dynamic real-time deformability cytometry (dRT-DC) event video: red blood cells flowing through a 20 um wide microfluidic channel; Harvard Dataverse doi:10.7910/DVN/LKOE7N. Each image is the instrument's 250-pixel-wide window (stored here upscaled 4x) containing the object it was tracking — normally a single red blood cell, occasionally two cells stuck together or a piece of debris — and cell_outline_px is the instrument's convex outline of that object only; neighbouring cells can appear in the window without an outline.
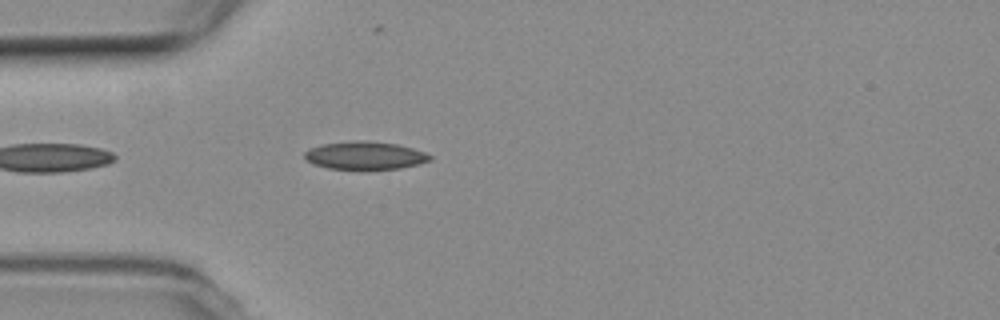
{"species": "common noctule bat (a hibernating species)", "species_latin": "Nyctalus noctula", "temperature_condition": "room temperature", "stored_images_in_passage": 3, "camera_frame_rate_fps": 3000, "um_per_image_px": 0.085, "animal": {"sex": "female", "body_mass_g": 19.3, "forearm_length_mm": 54.1}, "frame": {"image": 1, "passage_image": 3, "time_ms": 2.667, "image_size_px": [1000, 320], "cell_outline_px": [[432, 160], [400, 168], [328, 168], [312, 164], [304, 156], [304, 152], [308, 148], [324, 144], [356, 140], [364, 140], [396, 144], [412, 148], [424, 152], [432, 156]], "centroid_in_image_um": [31.0, 13.2], "position_along_channel_um": 54.0, "area_um2": 20.0}}